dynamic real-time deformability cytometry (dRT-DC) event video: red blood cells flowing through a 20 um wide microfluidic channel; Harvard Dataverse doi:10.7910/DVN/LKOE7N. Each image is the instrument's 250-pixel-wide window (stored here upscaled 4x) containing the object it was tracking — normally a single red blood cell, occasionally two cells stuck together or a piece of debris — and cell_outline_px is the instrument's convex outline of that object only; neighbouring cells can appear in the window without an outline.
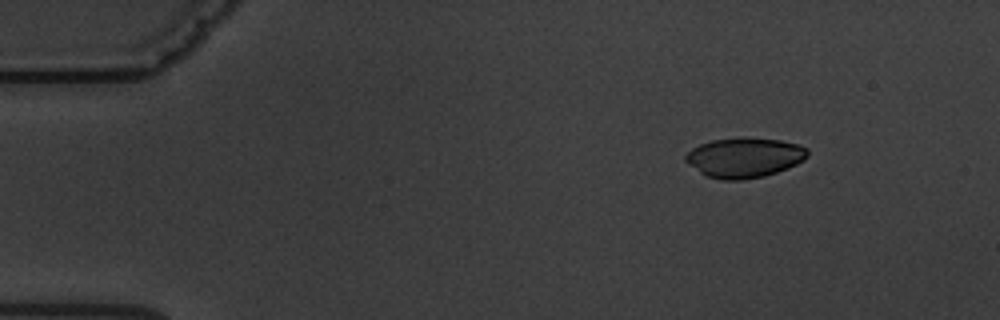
{"species": "common noctule bat (a hibernating species)", "species_latin": "Nyctalus noctula", "temperature_condition": "warm", "stored_images_in_passage": 3, "camera_frame_rate_fps": 3000, "um_per_image_px": 0.085, "animal": {"sex": "male", "body_mass_g": 19.5, "forearm_length_mm": 54.6}, "frame": {"image": 1, "passage_image": 1, "time_ms": 0.0, "image_size_px": [1000, 320], "cell_outline_px": [[808, 156], [804, 160], [788, 168], [764, 176], [740, 180], [724, 180], [704, 176], [688, 164], [684, 160], [684, 156], [692, 148], [700, 144], [712, 140], [780, 140], [796, 144], [808, 148]], "centroid_in_image_um": [63.25, 13.44], "position_along_channel_um": 21.8, "area_um2": 27.69}}